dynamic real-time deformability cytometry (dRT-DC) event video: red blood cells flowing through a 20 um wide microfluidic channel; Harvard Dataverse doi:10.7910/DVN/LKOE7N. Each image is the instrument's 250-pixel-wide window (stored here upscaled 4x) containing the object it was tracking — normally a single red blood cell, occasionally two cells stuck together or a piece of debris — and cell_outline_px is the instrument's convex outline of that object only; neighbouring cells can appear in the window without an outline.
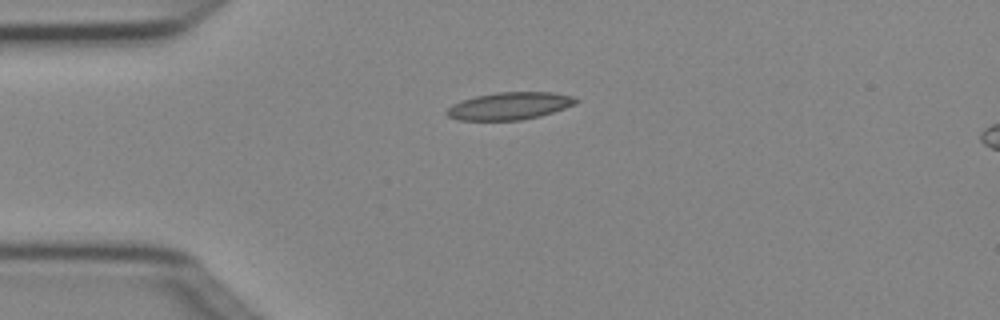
{"species": "Egyptian fruit bat (a non-hibernating species)", "species_latin": "Rousettus aegyptiacus", "temperature_condition": "cold", "stored_images_in_passage": 2, "segment_of_instrument_passage": [1, 2], "camera_frame_rate_fps": 3000, "um_per_image_px": 0.085, "animal": {"sex": "female"}, "frame": {"image": 1, "passage_image": 1, "time_ms": 0.0, "image_size_px": [1000, 320], "cell_outline_px": [[580, 100], [576, 104], [540, 116], [520, 120], [456, 120], [448, 116], [444, 112], [452, 104], [460, 100], [476, 96], [496, 92], [552, 92], [576, 96]], "centroid_in_image_um": [43.31, 9.0], "position_along_channel_um": 41.7, "area_um2": 20.81}}